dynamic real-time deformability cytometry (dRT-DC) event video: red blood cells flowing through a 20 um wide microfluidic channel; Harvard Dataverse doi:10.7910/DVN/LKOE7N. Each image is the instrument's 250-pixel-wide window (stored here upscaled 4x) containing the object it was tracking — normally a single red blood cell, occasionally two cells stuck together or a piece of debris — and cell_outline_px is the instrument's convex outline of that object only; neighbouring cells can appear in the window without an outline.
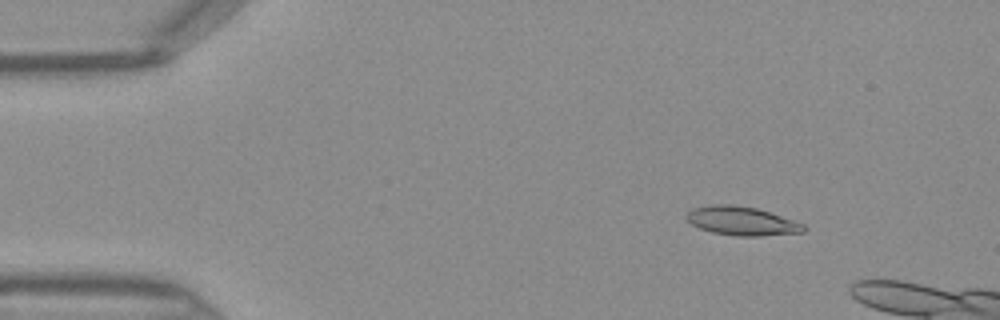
{"species": "Egyptian fruit bat (a non-hibernating species)", "species_latin": "Rousettus aegyptiacus", "temperature_condition": "warm", "stored_images_in_passage": 13, "camera_frame_rate_fps": 3000, "um_per_image_px": 0.085, "frame": {"image": 1, "passage_image": 6, "time_ms": 1.667, "image_size_px": [1000, 320], "cell_outline_px": [[808, 228], [804, 232], [760, 236], [736, 236], [712, 232], [700, 228], [692, 224], [684, 216], [692, 208], [712, 204], [732, 204], [756, 208], [804, 224]], "centroid_in_image_um": [63.03, 18.78], "position_along_channel_um": 22.0, "area_um2": 19.59}}